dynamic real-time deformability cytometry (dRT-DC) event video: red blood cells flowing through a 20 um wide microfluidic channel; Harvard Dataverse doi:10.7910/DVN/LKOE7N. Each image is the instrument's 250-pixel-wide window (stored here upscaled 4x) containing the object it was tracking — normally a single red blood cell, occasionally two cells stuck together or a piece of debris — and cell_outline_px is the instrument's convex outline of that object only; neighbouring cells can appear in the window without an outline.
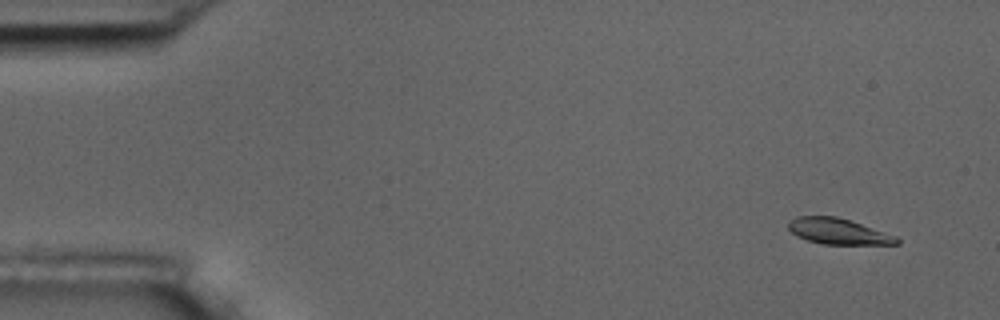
{"species": "common noctule bat (a hibernating species)", "species_latin": "Nyctalus noctula", "temperature_condition": "room temperature", "stored_images_in_passage": 5, "camera_frame_rate_fps": 3000, "um_per_image_px": 0.085, "animal": {"sex": "male", "body_mass_g": 17.5, "forearm_length_mm": 52.3}, "frame": {"image": 1, "passage_image": 2, "time_ms": 1.0, "image_size_px": [1000, 320], "cell_outline_px": [[900, 244], [824, 244], [808, 240], [796, 236], [788, 228], [788, 220], [796, 216], [836, 216], [852, 220], [896, 236], [900, 240]], "centroid_in_image_um": [71.24, 19.65], "position_along_channel_um": 13.8, "area_um2": 16.42}}
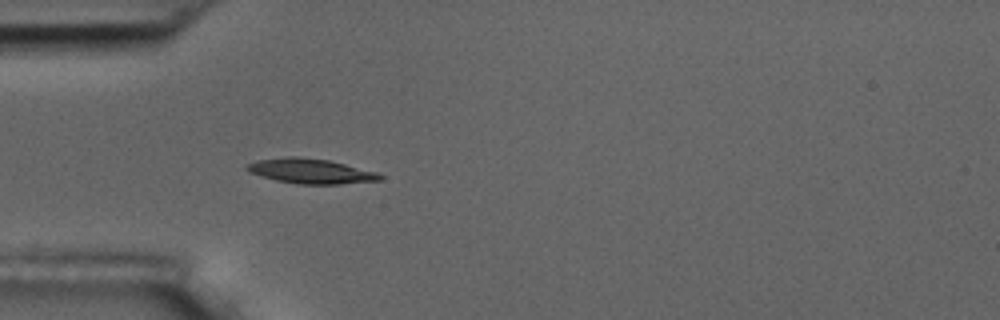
{"frame": {"image": 2, "passage_image": 5, "time_ms": 5.333, "image_size_px": [1000, 320], "cell_outline_px": [[384, 176], [380, 180], [340, 184], [300, 184], [276, 180], [248, 172], [244, 168], [248, 164], [256, 160], [288, 156], [300, 156], [328, 160], [376, 172]], "centroid_in_image_um": [26.37, 14.54], "position_along_channel_um": 58.6, "area_um2": 19.19}}